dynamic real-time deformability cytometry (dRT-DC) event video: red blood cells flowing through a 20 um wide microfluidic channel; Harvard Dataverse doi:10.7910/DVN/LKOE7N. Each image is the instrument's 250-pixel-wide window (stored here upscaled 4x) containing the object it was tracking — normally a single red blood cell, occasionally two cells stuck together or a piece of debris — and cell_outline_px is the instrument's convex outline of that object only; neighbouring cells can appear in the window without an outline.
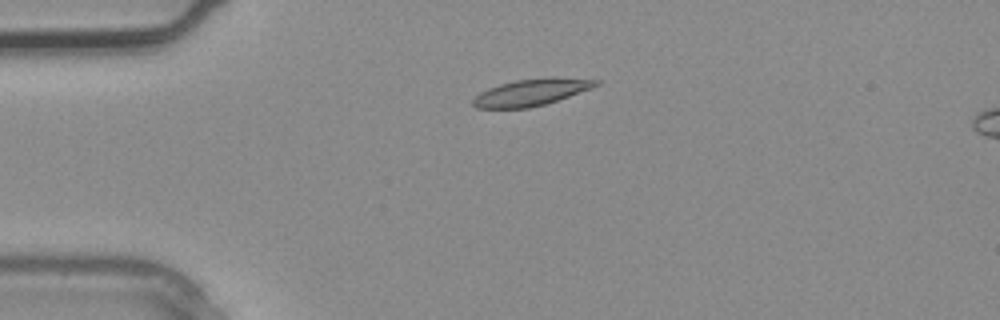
{"species": "common noctule bat (a hibernating species)", "species_latin": "Nyctalus noctula", "temperature_condition": "warm", "stored_images_in_passage": 2, "segment_of_instrument_passage": [1, 2], "camera_frame_rate_fps": 3000, "um_per_image_px": 0.085, "animal": {"sex": "male", "body_mass_g": 20.4}, "frame": {"image": 1, "passage_image": 1, "time_ms": 0.0, "image_size_px": [1000, 320], "cell_outline_px": [[600, 84], [592, 88], [544, 104], [528, 108], [476, 108], [472, 104], [472, 100], [480, 92], [488, 88], [500, 84], [516, 80], [552, 76], [600, 80]], "centroid_in_image_um": [45.16, 7.83], "position_along_channel_um": 39.8, "area_um2": 19.13}}